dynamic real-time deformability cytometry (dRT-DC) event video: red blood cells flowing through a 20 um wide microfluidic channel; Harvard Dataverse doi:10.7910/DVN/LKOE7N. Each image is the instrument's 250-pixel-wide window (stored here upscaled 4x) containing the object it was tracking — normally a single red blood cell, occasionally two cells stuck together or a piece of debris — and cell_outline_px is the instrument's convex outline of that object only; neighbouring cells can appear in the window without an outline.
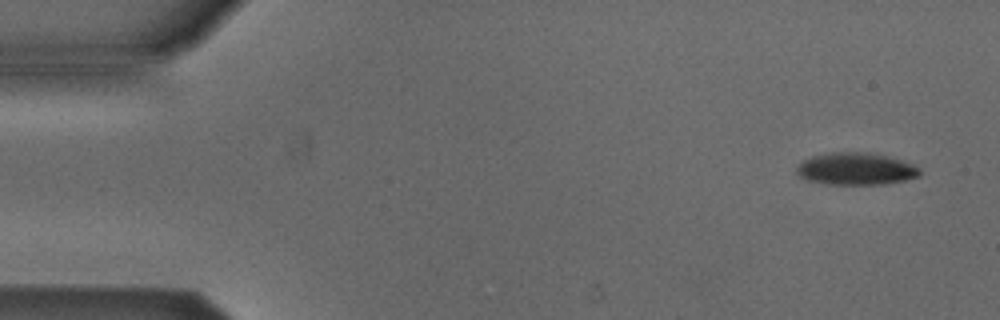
{"species": "Egyptian fruit bat (a non-hibernating species)", "species_latin": "Rousettus aegyptiacus", "temperature_condition": "cold", "stored_images_in_passage": 5, "camera_frame_rate_fps": 3000, "um_per_image_px": 0.085, "animal": {"sex": "male"}, "frame": {"image": 1, "passage_image": 1, "time_ms": 0.0, "image_size_px": [1000, 320], "cell_outline_px": [[920, 176], [904, 180], [884, 184], [824, 184], [808, 180], [800, 176], [796, 172], [796, 168], [804, 160], [812, 156], [832, 152], [860, 152], [884, 156], [900, 160], [912, 164], [920, 168]], "centroid_in_image_um": [72.73, 14.36], "position_along_channel_um": 12.3, "area_um2": 22.77}}
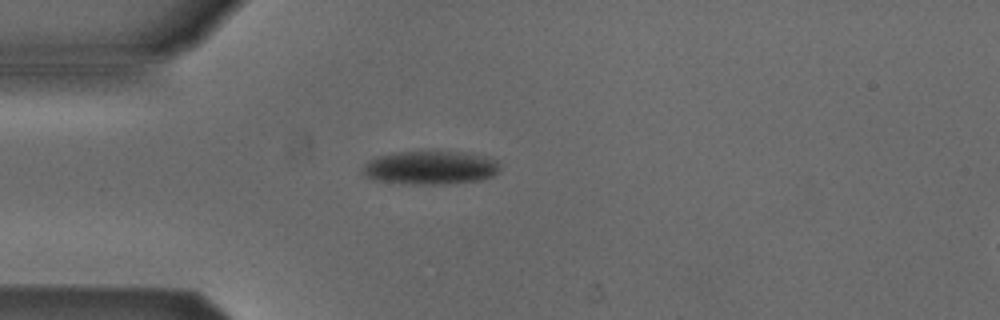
{"frame": {"image": 2, "passage_image": 4, "time_ms": 1.0, "image_size_px": [1000, 320], "cell_outline_px": [[500, 168], [492, 176], [480, 180], [448, 184], [408, 184], [380, 180], [364, 176], [364, 164], [368, 160], [392, 152], [464, 152], [484, 156], [500, 160]], "centroid_in_image_um": [36.63, 14.25], "position_along_channel_um": 48.4, "area_um2": 26.7}}